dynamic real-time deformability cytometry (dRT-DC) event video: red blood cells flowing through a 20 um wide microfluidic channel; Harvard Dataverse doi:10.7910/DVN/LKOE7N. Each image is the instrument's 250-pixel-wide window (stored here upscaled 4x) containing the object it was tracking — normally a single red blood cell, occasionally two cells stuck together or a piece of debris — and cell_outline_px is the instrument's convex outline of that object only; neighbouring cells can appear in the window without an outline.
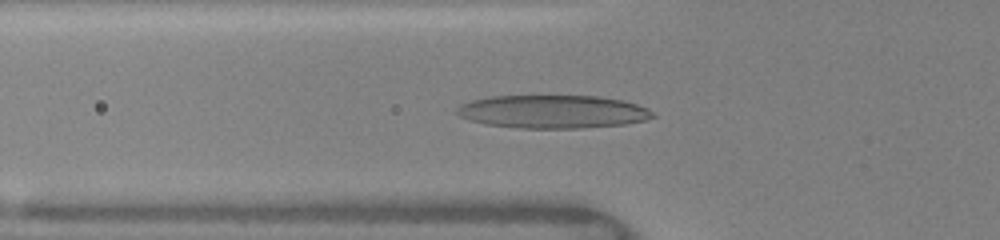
{"species": "human", "species_latin": "Homo sapiens", "temperature_condition": "warm", "stored_images_in_passage": 48, "camera_frame_rate_fps": 3000, "um_per_image_px": 0.085, "donor": {"sex": "female"}, "frame": {"image": 1, "passage_image": 17, "time_ms": 5.333, "image_size_px": [1000, 240], "cell_outline_px": [[656, 116], [644, 120], [624, 124], [580, 128], [520, 128], [484, 124], [468, 120], [460, 116], [456, 112], [456, 108], [460, 104], [472, 100], [492, 96], [600, 96], [624, 100], [648, 108]], "centroid_in_image_um": [46.97, 9.49], "position_along_channel_um": 78.8, "area_um2": 37.92}}
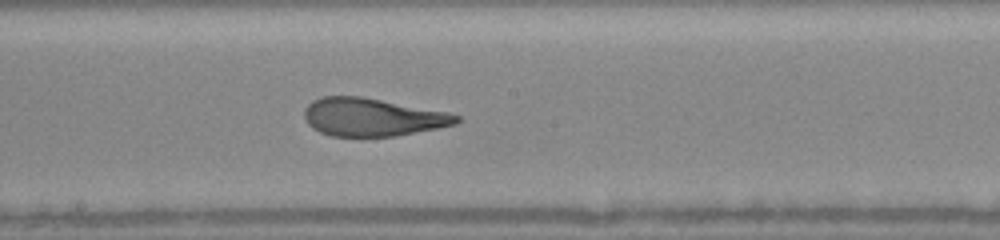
{"frame": {"image": 2, "passage_image": 27, "time_ms": 8.667, "image_size_px": [1000, 240], "cell_outline_px": [[460, 120], [456, 124], [436, 128], [392, 136], [332, 136], [320, 132], [312, 128], [308, 124], [304, 116], [304, 108], [312, 100], [320, 96], [360, 96], [448, 112], [460, 116]], "centroid_in_image_um": [31.6, 9.94], "position_along_channel_um": 216.6, "area_um2": 33.47}}
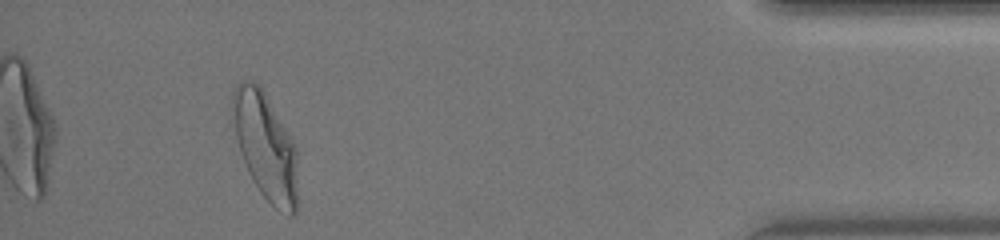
{"frame": {"image": 3, "passage_image": 45, "time_ms": 14.667, "image_size_px": [1000, 240], "cell_outline_px": [[296, 216], [288, 216], [276, 208], [260, 192], [252, 180], [248, 172], [240, 152], [236, 136], [232, 108], [232, 96], [236, 84], [240, 80], [252, 80], [260, 84], [296, 144]], "centroid_in_image_um": [22.57, 12.4], "position_along_channel_um": 412.6, "area_um2": 40.58}, "authors_computed_cell_mechanics": {"area_um2": 35.6337, "velocity_mm_per_s": 4.1086, "shape_relaxation_time_tau1_ms": 5.6113, "shape_relaxation_time_tau2_ms": 1.0734, "deformation_change_tau1": 0.2606, "deformation_change_tau2": 0.1034}}